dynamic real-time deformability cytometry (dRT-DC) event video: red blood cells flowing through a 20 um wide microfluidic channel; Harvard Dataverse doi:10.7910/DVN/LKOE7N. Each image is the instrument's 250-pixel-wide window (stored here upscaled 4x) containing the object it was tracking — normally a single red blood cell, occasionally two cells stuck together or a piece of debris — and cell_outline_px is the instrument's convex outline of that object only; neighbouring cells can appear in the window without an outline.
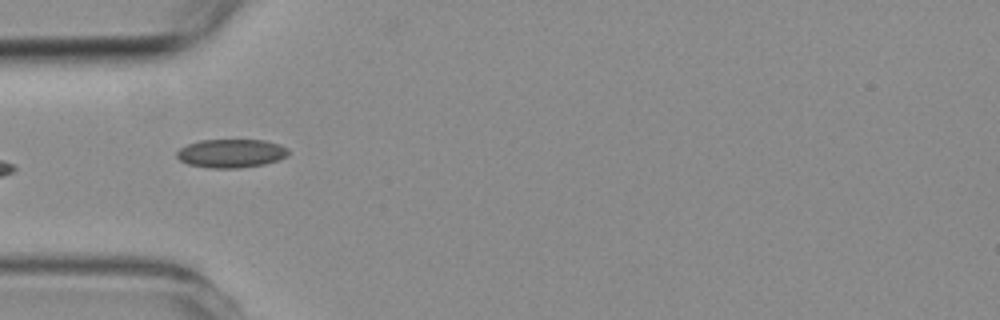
{"species": "common noctule bat (a hibernating species)", "species_latin": "Nyctalus noctula", "temperature_condition": "room temperature", "stored_images_in_passage": 8, "camera_frame_rate_fps": 3000, "um_per_image_px": 0.085, "animal": {"sex": "female", "body_mass_g": 19.3, "forearm_length_mm": 54.1}, "frame": {"image": 1, "passage_image": 4, "time_ms": 5.0, "image_size_px": [1000, 320], "cell_outline_px": [[288, 156], [264, 164], [236, 168], [208, 168], [188, 164], [180, 160], [176, 156], [176, 152], [180, 148], [188, 144], [200, 140], [264, 140], [280, 144], [288, 148]], "centroid_in_image_um": [19.64, 13.03], "position_along_channel_um": 65.4, "area_um2": 18.55}}
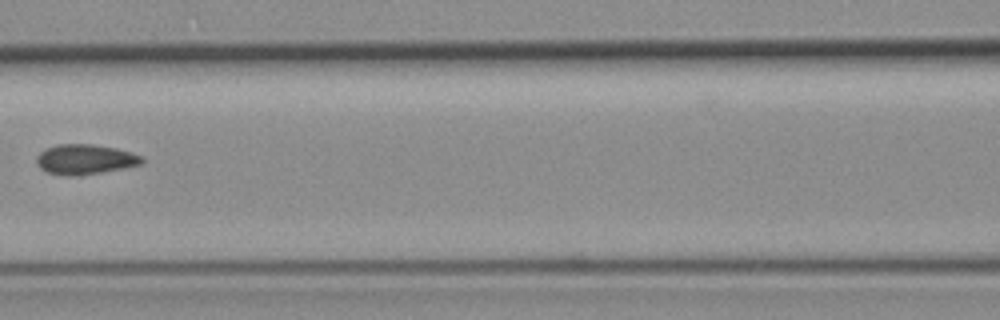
{"frame": {"image": 2, "passage_image": 6, "time_ms": 7.333, "image_size_px": [1000, 320], "cell_outline_px": [[144, 160], [140, 164], [124, 168], [80, 176], [68, 176], [48, 172], [40, 168], [36, 164], [36, 156], [40, 152], [48, 148], [60, 144], [92, 144], [116, 148], [144, 156]], "centroid_in_image_um": [7.23, 13.55], "position_along_channel_um": 159.4, "area_um2": 18.44}}
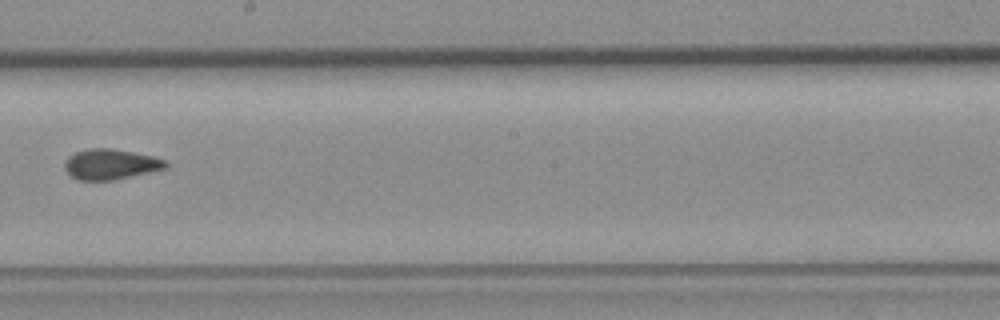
{"frame": {"image": 3, "passage_image": 8, "time_ms": 9.333, "image_size_px": [1000, 320], "cell_outline_px": [[168, 168], [112, 180], [76, 180], [64, 168], [64, 164], [68, 156], [76, 152], [88, 148], [112, 148], [152, 156], [168, 160]], "centroid_in_image_um": [9.41, 13.95], "position_along_channel_um": 238.8, "area_um2": 17.92}}